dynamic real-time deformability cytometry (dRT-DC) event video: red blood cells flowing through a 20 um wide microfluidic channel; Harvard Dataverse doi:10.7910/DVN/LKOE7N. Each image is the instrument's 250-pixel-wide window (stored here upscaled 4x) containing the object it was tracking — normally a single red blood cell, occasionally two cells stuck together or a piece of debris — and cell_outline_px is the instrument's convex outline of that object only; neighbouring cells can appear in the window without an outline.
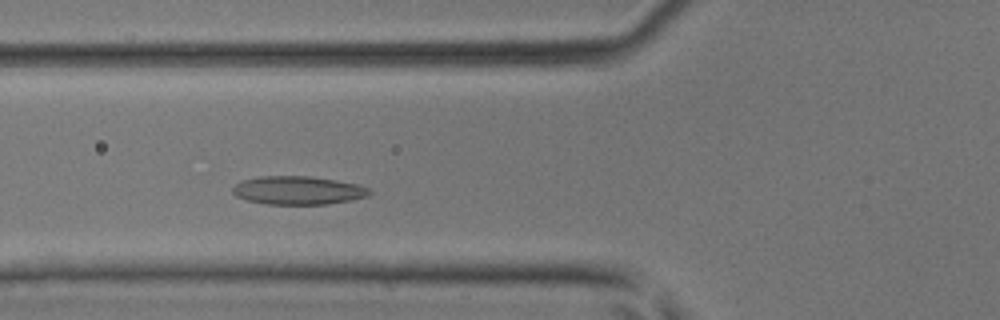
{"species": "common noctule bat (a hibernating species)", "species_latin": "Nyctalus noctula", "temperature_condition": "room temperature", "stored_images_in_passage": 29, "camera_frame_rate_fps": 3000, "um_per_image_px": 0.085, "animal": {"sex": "male", "body_mass_g": 17.9, "forearm_length_mm": 54.2}, "frame": {"image": 1, "passage_image": 8, "time_ms": 2.333, "image_size_px": [1000, 320], "cell_outline_px": [[372, 192], [368, 196], [328, 204], [268, 204], [248, 200], [236, 196], [232, 192], [232, 188], [236, 184], [244, 180], [260, 176], [308, 176], [336, 180], [356, 184], [368, 188]], "centroid_in_image_um": [25.32, 16.18], "position_along_channel_um": 100.5, "area_um2": 22.37}}
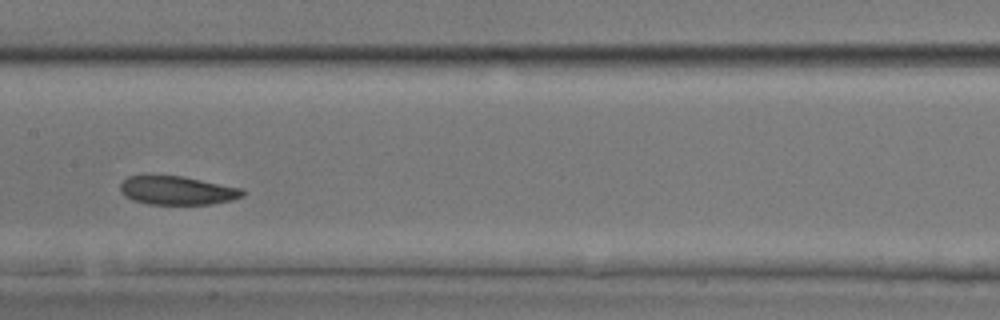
{"frame": {"image": 2, "passage_image": 14, "time_ms": 4.333, "image_size_px": [1000, 320], "cell_outline_px": [[244, 196], [232, 200], [212, 204], [148, 204], [132, 200], [124, 196], [120, 192], [120, 184], [128, 176], [184, 176], [240, 188], [244, 192]], "centroid_in_image_um": [15.05, 16.2], "position_along_channel_um": 192.4, "area_um2": 20.35}}
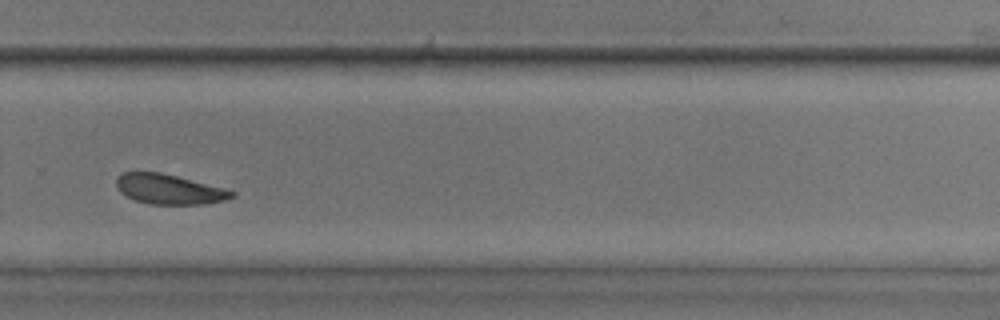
{"frame": {"image": 3, "passage_image": 22, "time_ms": 7.0, "image_size_px": [1000, 320], "cell_outline_px": [[236, 196], [224, 200], [204, 204], [148, 204], [136, 200], [120, 192], [116, 184], [116, 180], [124, 172], [160, 172], [224, 188], [236, 192]], "centroid_in_image_um": [14.4, 16.09], "position_along_channel_um": 315.4, "area_um2": 19.88}}